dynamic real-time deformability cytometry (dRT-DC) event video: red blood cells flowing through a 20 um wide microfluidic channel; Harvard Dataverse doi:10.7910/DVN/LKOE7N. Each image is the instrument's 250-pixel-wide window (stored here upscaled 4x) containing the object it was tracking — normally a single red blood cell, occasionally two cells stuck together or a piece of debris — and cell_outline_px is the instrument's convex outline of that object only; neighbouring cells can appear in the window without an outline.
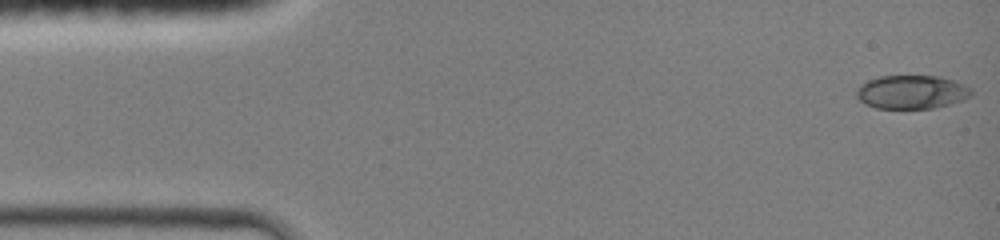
{"species": "common noctule bat (a hibernating species)", "species_latin": "Nyctalus noctula", "temperature_condition": "room temperature", "stored_images_in_passage": 44, "camera_frame_rate_fps": 3000, "um_per_image_px": 0.085, "animal": {"sex": "female", "body_mass_g": 19.0, "forearm_length_mm": 51.5}, "frame": {"image": 1, "passage_image": 1, "time_ms": 0.0, "image_size_px": [1000, 240], "cell_outline_px": [[972, 96], [952, 104], [932, 108], [876, 108], [864, 104], [856, 96], [856, 88], [868, 80], [880, 76], [940, 76], [964, 84], [972, 88]], "centroid_in_image_um": [77.5, 7.82], "position_along_channel_um": 7.5, "area_um2": 22.6}}
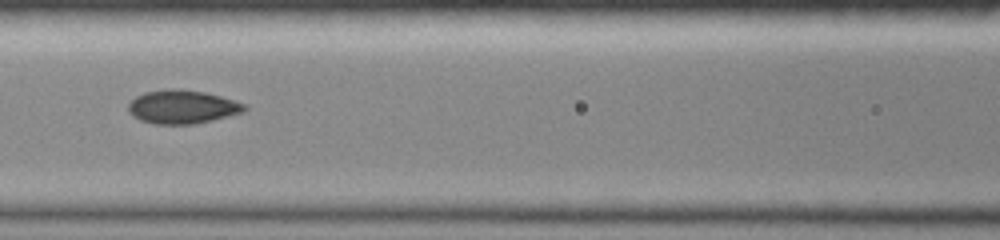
{"frame": {"image": 2, "passage_image": 19, "time_ms": 6.0, "image_size_px": [1000, 240], "cell_outline_px": [[248, 108], [244, 112], [212, 120], [192, 124], [152, 124], [140, 120], [132, 116], [128, 112], [128, 104], [136, 96], [144, 92], [172, 88], [180, 88], [204, 92], [220, 96], [244, 104]], "centroid_in_image_um": [15.46, 9.08], "position_along_channel_um": 151.1, "area_um2": 22.77}}
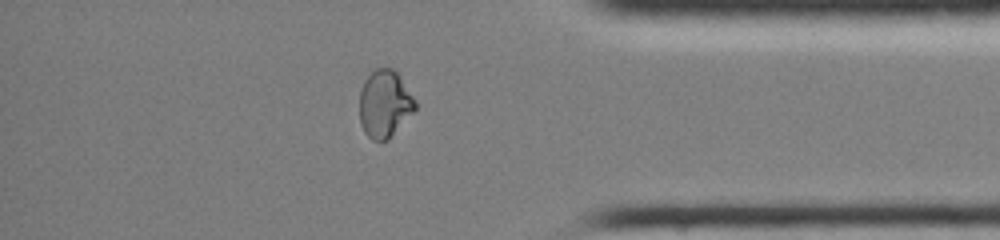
{"frame": {"image": 3, "passage_image": 37, "time_ms": 12.0, "image_size_px": [1000, 240], "cell_outline_px": [[416, 108], [388, 140], [372, 140], [364, 132], [360, 124], [360, 92], [364, 80], [376, 68], [392, 68], [400, 76], [416, 100]], "centroid_in_image_um": [32.69, 8.82], "position_along_channel_um": 402.5, "area_um2": 21.73}, "authors_computed_cell_mechanics": {"area_um2": 22.2819, "velocity_mm_per_s": 4.3514, "shape_relaxation_time_tau1_ms": null, "shape_relaxation_time_tau2_ms": 1.1087, "deformation_change_tau1": null, "deformation_change_tau2": 0.0384}}